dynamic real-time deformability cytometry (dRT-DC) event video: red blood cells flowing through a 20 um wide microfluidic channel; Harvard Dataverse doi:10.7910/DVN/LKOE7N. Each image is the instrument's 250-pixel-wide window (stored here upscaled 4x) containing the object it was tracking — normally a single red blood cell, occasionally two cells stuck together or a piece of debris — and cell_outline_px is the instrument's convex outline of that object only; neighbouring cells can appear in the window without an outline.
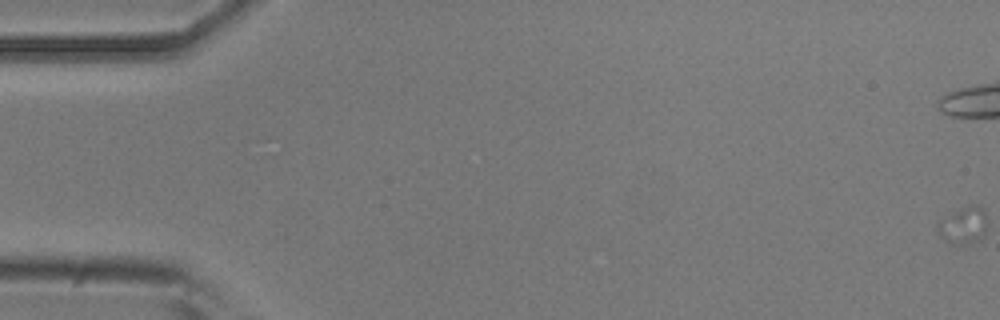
{"species": "common noctule bat (a hibernating species)", "species_latin": "Nyctalus noctula", "temperature_condition": "room temperature", "stored_images_in_passage": 12, "camera_frame_rate_fps": 3000, "um_per_image_px": 0.085, "animal": {"sex": "male", "body_mass_g": 20.5, "forearm_length_mm": 52.5}, "frame": {"image": 1, "passage_image": 1, "time_ms": 0.0, "image_size_px": [1000, 320], "cell_outline_px": [[984, 232], [980, 240], [964, 244], [956, 244], [944, 240], [936, 228], [936, 224], [940, 220], [952, 212], [968, 204], [976, 204], [984, 208]], "centroid_in_image_um": [81.85, 19.13], "position_along_channel_um": 3.1, "area_um2": 10.52}}